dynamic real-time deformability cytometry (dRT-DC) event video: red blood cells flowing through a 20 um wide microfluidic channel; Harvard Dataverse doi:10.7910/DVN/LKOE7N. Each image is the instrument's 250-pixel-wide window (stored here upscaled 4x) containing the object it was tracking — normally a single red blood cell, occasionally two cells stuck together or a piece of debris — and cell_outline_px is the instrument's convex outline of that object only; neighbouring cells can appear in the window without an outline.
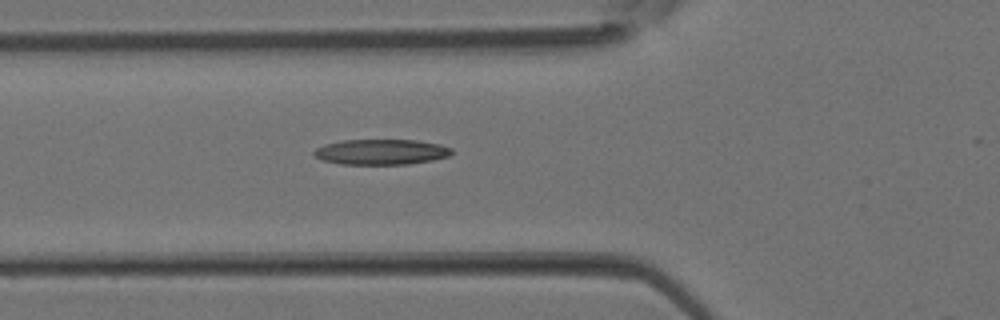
{"species": "Egyptian fruit bat (a non-hibernating species)", "species_latin": "Rousettus aegyptiacus", "temperature_condition": "room temperature", "stored_images_in_passage": 14, "camera_frame_rate_fps": 3000, "um_per_image_px": 0.085, "animal": {"sex": "female"}, "frame": {"image": 1, "passage_image": 13, "time_ms": 4.0, "image_size_px": [1000, 320], "cell_outline_px": [[452, 152], [448, 156], [432, 160], [408, 164], [340, 164], [320, 160], [312, 152], [316, 148], [324, 144], [340, 140], [416, 140], [440, 144], [452, 148]], "centroid_in_image_um": [32.36, 12.91], "position_along_channel_um": 93.4, "area_um2": 20.46}}